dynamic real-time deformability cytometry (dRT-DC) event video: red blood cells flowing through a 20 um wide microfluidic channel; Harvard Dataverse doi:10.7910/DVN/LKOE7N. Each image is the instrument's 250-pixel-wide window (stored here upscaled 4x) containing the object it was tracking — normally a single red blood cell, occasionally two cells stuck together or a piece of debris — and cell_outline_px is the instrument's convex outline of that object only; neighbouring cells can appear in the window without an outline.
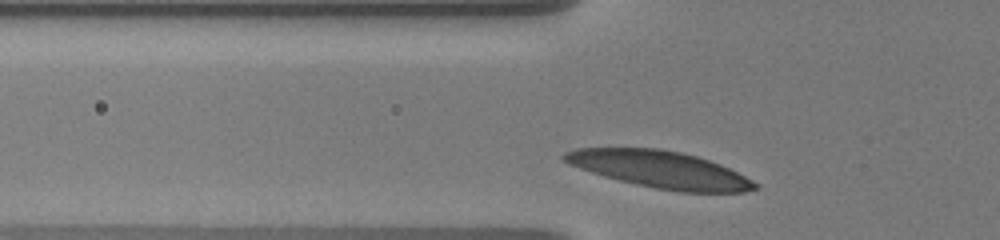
{"species": "human", "species_latin": "Homo sapiens", "temperature_condition": "warm", "stored_images_in_passage": 32, "camera_frame_rate_fps": 3000, "um_per_image_px": 0.085, "donor": {"sex": "male"}, "frame": {"image": 1, "passage_image": 3, "time_ms": 0.667, "image_size_px": [1000, 240], "cell_outline_px": [[760, 188], [744, 192], [680, 192], [656, 188], [636, 184], [604, 176], [568, 164], [560, 156], [564, 152], [576, 148], [660, 148], [680, 152], [696, 156], [720, 164], [760, 184]], "centroid_in_image_um": [56.11, 14.4], "position_along_channel_um": 69.7, "area_um2": 40.86}}
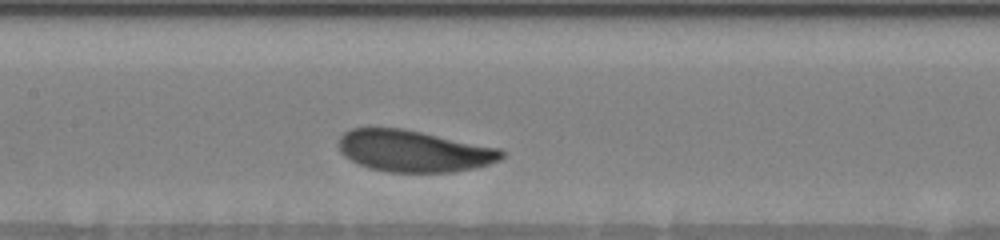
{"frame": {"image": 2, "passage_image": 12, "time_ms": 3.667, "image_size_px": [1000, 240], "cell_outline_px": [[504, 156], [500, 160], [476, 168], [452, 172], [388, 172], [368, 168], [356, 164], [344, 156], [340, 152], [340, 136], [344, 132], [352, 128], [404, 128], [496, 148], [504, 152]], "centroid_in_image_um": [35.13, 12.85], "position_along_channel_um": 172.3, "area_um2": 39.42}}
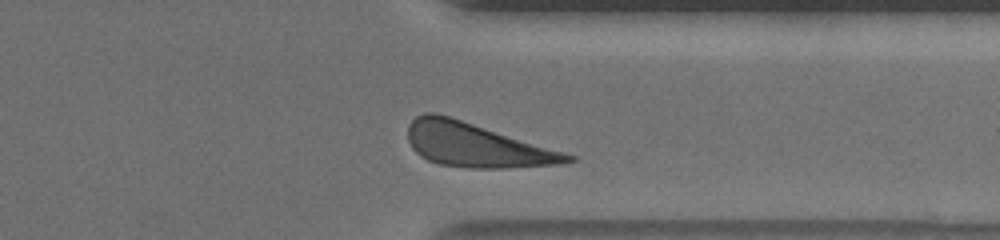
{"frame": {"image": 3, "passage_image": 29, "time_ms": 9.333, "image_size_px": [1000, 240], "cell_outline_px": [[576, 160], [556, 164], [508, 168], [464, 168], [440, 164], [428, 160], [420, 156], [412, 148], [408, 140], [408, 124], [416, 116], [424, 112], [436, 112], [576, 156]], "centroid_in_image_um": [40.41, 12.33], "position_along_channel_um": 371.0, "area_um2": 40.52}, "authors_computed_cell_mechanics": {"area_um2": 40.1421, "velocity_mm_per_s": 3.4956, "shape_relaxation_time_tau1_ms": 1.8606, "shape_relaxation_time_tau2_ms": 7.1407, "deformation_change_tau1": 0.1114, "deformation_change_tau2": 0.1669}}